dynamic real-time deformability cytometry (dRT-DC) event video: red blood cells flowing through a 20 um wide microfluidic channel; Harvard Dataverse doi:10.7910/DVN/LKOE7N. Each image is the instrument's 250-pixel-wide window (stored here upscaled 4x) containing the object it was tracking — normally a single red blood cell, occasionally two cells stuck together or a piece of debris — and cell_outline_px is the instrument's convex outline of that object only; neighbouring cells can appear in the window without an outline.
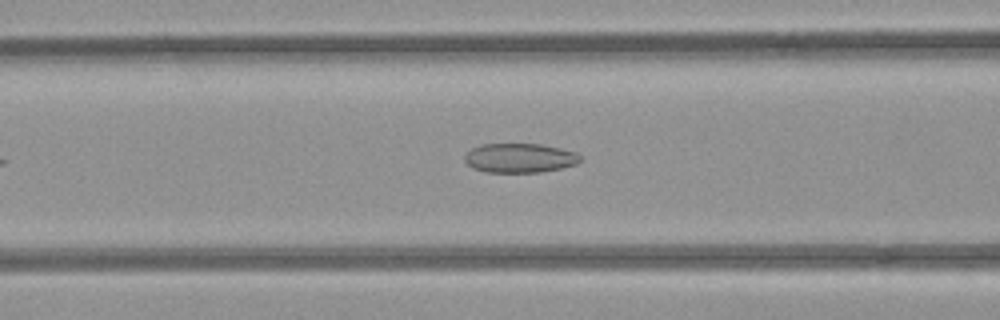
{"species": "common noctule bat (a hibernating species)", "species_latin": "Nyctalus noctula", "temperature_condition": "room temperature", "stored_images_in_passage": 30, "camera_frame_rate_fps": 3000, "um_per_image_px": 0.085, "animal": {"sex": "female", "body_mass_g": 21.9}, "frame": {"image": 1, "passage_image": 9, "time_ms": 2.667, "image_size_px": [1000, 320], "cell_outline_px": [[584, 160], [576, 164], [560, 168], [540, 172], [484, 172], [472, 168], [464, 160], [464, 156], [472, 148], [480, 144], [540, 144], [560, 148], [576, 152]], "centroid_in_image_um": [44.18, 13.43], "position_along_channel_um": 122.4, "area_um2": 19.83}}
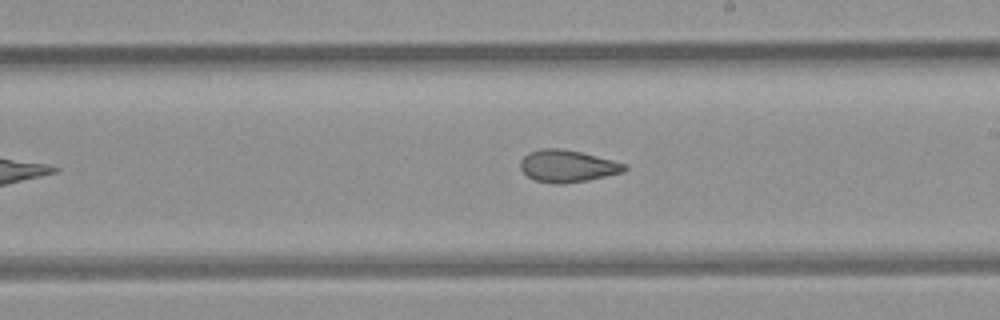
{"frame": {"image": 2, "passage_image": 18, "time_ms": 5.667, "image_size_px": [1000, 320], "cell_outline_px": [[628, 168], [624, 172], [588, 180], [564, 184], [552, 184], [536, 180], [528, 176], [520, 168], [520, 160], [528, 152], [540, 148], [560, 148], [580, 152], [628, 164]], "centroid_in_image_um": [48.23, 14.12], "position_along_channel_um": 240.8, "area_um2": 19.59}}
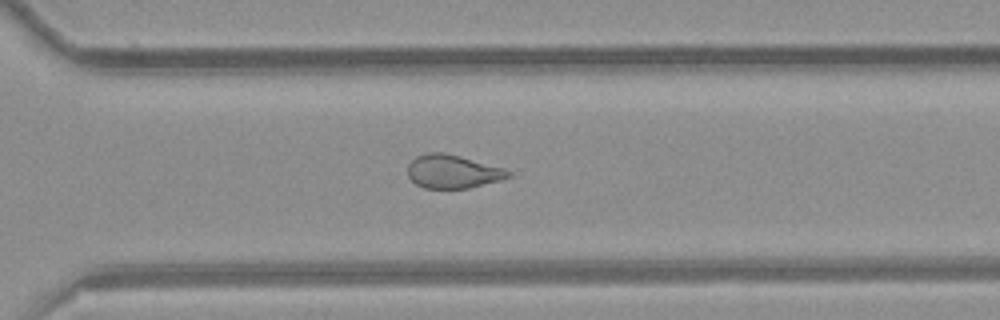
{"frame": {"image": 3, "passage_image": 25, "time_ms": 8.0, "image_size_px": [1000, 320], "cell_outline_px": [[512, 176], [500, 180], [468, 188], [424, 188], [416, 184], [408, 176], [408, 164], [416, 156], [428, 152], [444, 152], [460, 156], [504, 168], [512, 172]], "centroid_in_image_um": [38.48, 14.57], "position_along_channel_um": 332.1, "area_um2": 19.59}}